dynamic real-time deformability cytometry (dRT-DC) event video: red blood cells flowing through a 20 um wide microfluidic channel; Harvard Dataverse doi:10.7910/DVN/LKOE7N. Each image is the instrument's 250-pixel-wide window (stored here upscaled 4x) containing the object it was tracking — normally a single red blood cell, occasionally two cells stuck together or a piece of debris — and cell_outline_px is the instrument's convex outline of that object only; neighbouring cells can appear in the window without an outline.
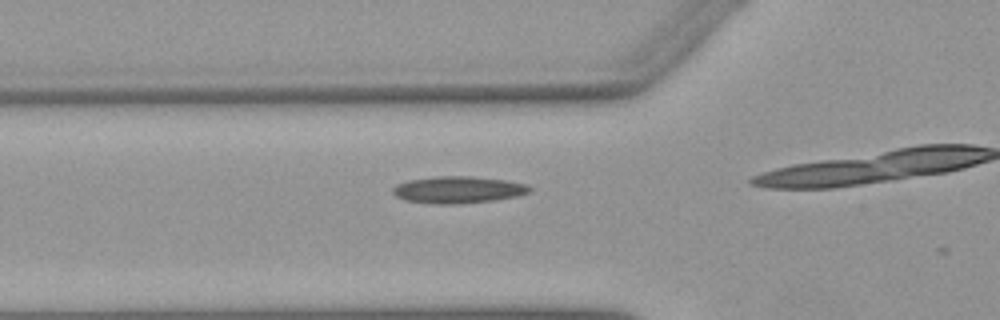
{"species": "Egyptian fruit bat (a non-hibernating species)", "species_latin": "Rousettus aegyptiacus", "temperature_condition": "warm", "stored_images_in_passage": 17, "camera_frame_rate_fps": 3000, "um_per_image_px": 0.085, "animal": {"sex": "female"}, "frame": {"image": 1, "passage_image": 15, "time_ms": 4.667, "image_size_px": [1000, 320], "cell_outline_px": [[532, 192], [516, 196], [496, 200], [456, 204], [436, 204], [404, 200], [396, 196], [392, 192], [392, 188], [396, 184], [408, 180], [436, 176], [472, 176], [504, 180], [528, 184], [532, 188]], "centroid_in_image_um": [38.95, 16.13], "position_along_channel_um": 86.9, "area_um2": 21.62}}